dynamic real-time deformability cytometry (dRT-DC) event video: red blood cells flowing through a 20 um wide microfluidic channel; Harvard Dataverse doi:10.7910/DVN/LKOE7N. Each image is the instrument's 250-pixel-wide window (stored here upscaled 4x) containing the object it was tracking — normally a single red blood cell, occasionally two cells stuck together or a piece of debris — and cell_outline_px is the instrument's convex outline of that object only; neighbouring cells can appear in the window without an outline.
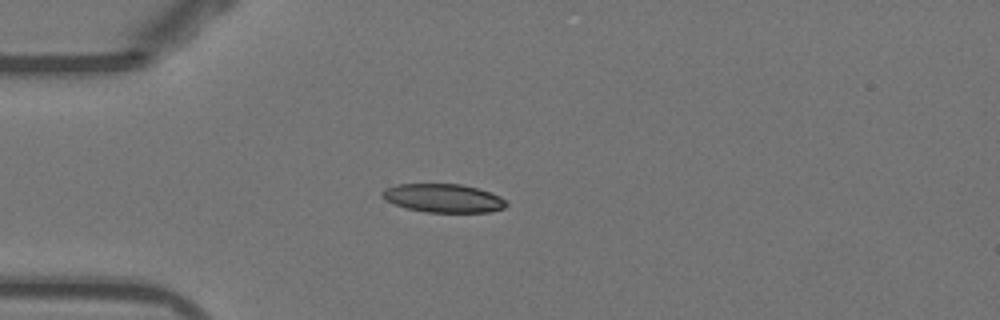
{"species": "Egyptian fruit bat (a non-hibernating species)", "species_latin": "Rousettus aegyptiacus", "temperature_condition": "warm", "stored_images_in_passage": 39, "camera_frame_rate_fps": 3000, "um_per_image_px": 0.085, "animal": {"sex": "female"}, "frame": {"image": 1, "passage_image": 1, "time_ms": 0.0, "image_size_px": [1000, 320], "cell_outline_px": [[508, 204], [504, 208], [488, 212], [424, 212], [408, 208], [384, 200], [380, 196], [380, 192], [384, 188], [396, 184], [460, 184], [492, 192], [500, 196]], "centroid_in_image_um": [37.65, 16.83], "position_along_channel_um": 47.3, "area_um2": 20.69}}
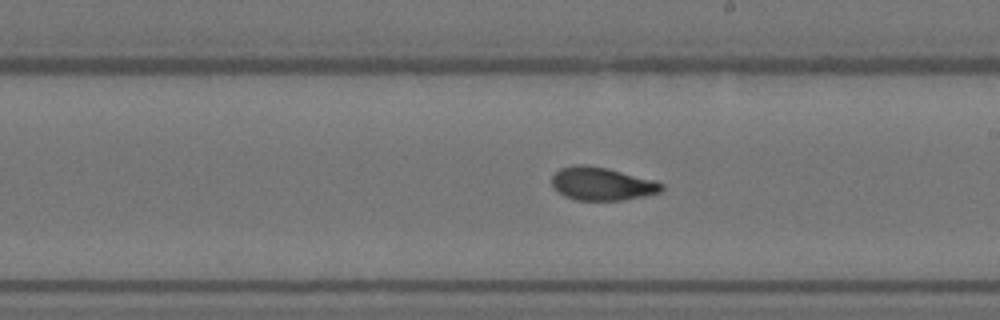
{"frame": {"image": 2, "passage_image": 17, "time_ms": 5.333, "image_size_px": [1000, 320], "cell_outline_px": [[664, 188], [660, 192], [644, 196], [620, 200], [576, 200], [564, 196], [552, 184], [552, 172], [560, 168], [572, 164], [588, 164], [608, 168], [656, 180], [664, 184]], "centroid_in_image_um": [51.16, 15.6], "position_along_channel_um": 237.8, "area_um2": 21.44}}
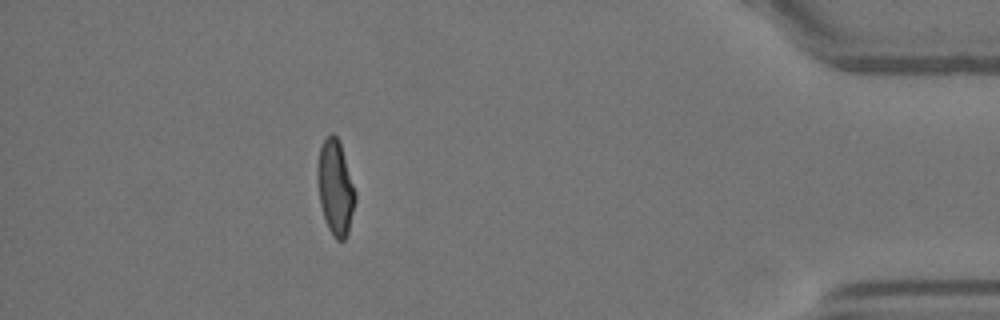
{"frame": {"image": 3, "passage_image": 34, "time_ms": 11.0, "image_size_px": [1000, 320], "cell_outline_px": [[356, 200], [348, 232], [344, 240], [336, 240], [332, 236], [328, 228], [320, 204], [316, 176], [316, 164], [320, 148], [324, 140], [332, 132], [336, 136], [340, 144], [356, 192]], "centroid_in_image_um": [28.49, 15.96], "position_along_channel_um": 406.7, "area_um2": 20.87}, "authors_computed_cell_mechanics": {"area_um2": 20.8658, "velocity_mm_per_s": 3.8443, "shape_relaxation_time_tau1_ms": null, "shape_relaxation_time_tau2_ms": 1.3746, "deformation_change_tau1": null, "deformation_change_tau2": 0.0596}}